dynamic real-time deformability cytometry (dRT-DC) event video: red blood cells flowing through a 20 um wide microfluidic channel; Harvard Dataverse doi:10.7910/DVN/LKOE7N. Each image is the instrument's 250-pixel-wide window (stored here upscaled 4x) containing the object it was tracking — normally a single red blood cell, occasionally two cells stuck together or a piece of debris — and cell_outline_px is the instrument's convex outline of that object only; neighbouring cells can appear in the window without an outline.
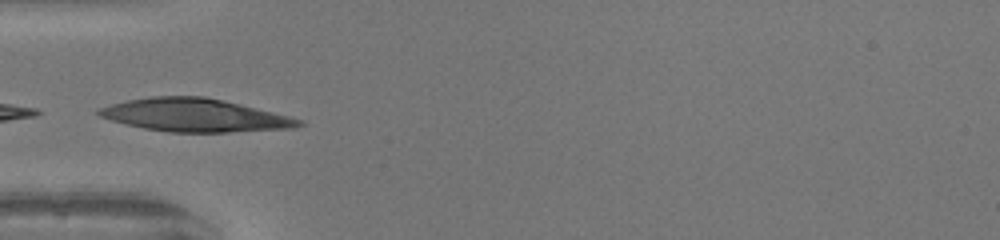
{"species": "human", "species_latin": "Homo sapiens", "temperature_condition": "warm", "stored_images_in_passage": 5, "camera_frame_rate_fps": 3000, "um_per_image_px": 0.085, "donor": {"sex": "female"}, "frame": {"image": 1, "passage_image": 1, "time_ms": 0.0, "image_size_px": [1000, 240], "cell_outline_px": [[304, 124], [296, 128], [228, 132], [168, 132], [144, 128], [112, 120], [100, 116], [96, 112], [100, 108], [112, 104], [128, 100], [152, 96], [204, 96], [272, 112], [304, 120]], "centroid_in_image_um": [16.58, 9.8], "position_along_channel_um": 68.4, "area_um2": 37.97}}